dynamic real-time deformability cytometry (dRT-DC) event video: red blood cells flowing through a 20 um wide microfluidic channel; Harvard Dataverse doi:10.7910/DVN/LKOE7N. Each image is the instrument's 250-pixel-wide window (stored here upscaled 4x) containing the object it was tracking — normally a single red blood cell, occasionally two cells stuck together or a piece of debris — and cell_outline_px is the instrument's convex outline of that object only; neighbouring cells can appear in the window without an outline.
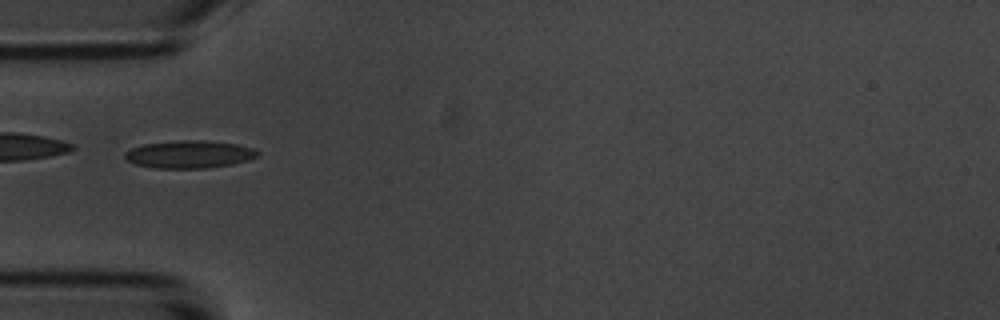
{"species": "common noctule bat (a hibernating species)", "species_latin": "Nyctalus noctula", "temperature_condition": "room temperature", "stored_images_in_passage": 8, "camera_frame_rate_fps": 3000, "um_per_image_px": 0.085, "animal": {"sex": "male", "body_mass_g": 20.1, "forearm_length_mm": 53.5}, "frame": {"image": 1, "passage_image": 2, "time_ms": 1.0, "image_size_px": [1000, 320], "cell_outline_px": [[260, 156], [248, 160], [232, 164], [208, 168], [152, 168], [136, 164], [128, 160], [124, 156], [124, 152], [132, 148], [144, 144], [176, 140], [204, 140], [236, 144], [252, 148], [260, 152]], "centroid_in_image_um": [16.11, 13.11], "position_along_channel_um": 68.9, "area_um2": 21.44}}
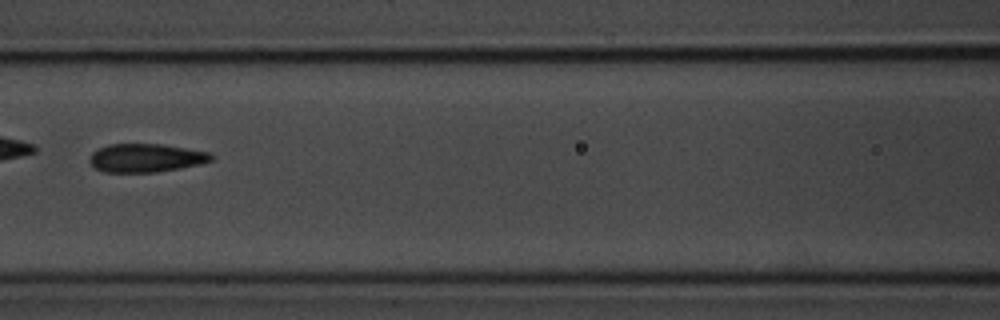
{"frame": {"image": 2, "passage_image": 4, "time_ms": 3.333, "image_size_px": [1000, 320], "cell_outline_px": [[212, 160], [200, 164], [180, 168], [156, 172], [104, 172], [96, 168], [88, 160], [92, 152], [108, 144], [164, 144], [208, 152], [212, 156]], "centroid_in_image_um": [12.38, 13.42], "position_along_channel_um": 154.2, "area_um2": 20.06}}
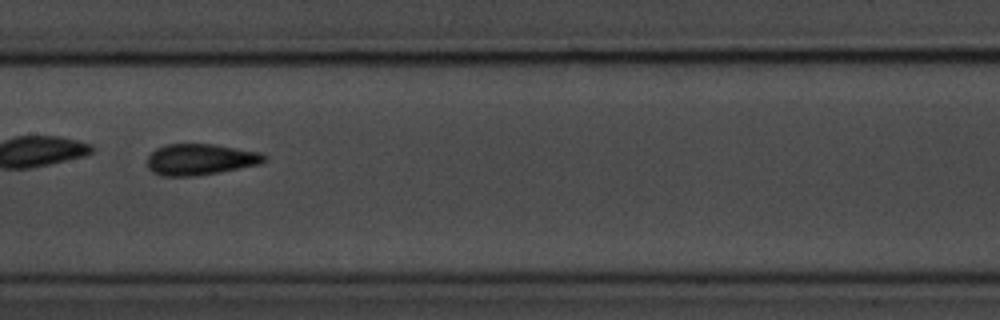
{"frame": {"image": 3, "passage_image": 5, "time_ms": 4.333, "image_size_px": [1000, 320], "cell_outline_px": [[268, 160], [260, 164], [196, 176], [160, 176], [152, 172], [148, 168], [148, 156], [156, 148], [164, 144], [212, 144], [260, 152], [268, 156]], "centroid_in_image_um": [17.02, 13.55], "position_along_channel_um": 190.4, "area_um2": 21.33}}